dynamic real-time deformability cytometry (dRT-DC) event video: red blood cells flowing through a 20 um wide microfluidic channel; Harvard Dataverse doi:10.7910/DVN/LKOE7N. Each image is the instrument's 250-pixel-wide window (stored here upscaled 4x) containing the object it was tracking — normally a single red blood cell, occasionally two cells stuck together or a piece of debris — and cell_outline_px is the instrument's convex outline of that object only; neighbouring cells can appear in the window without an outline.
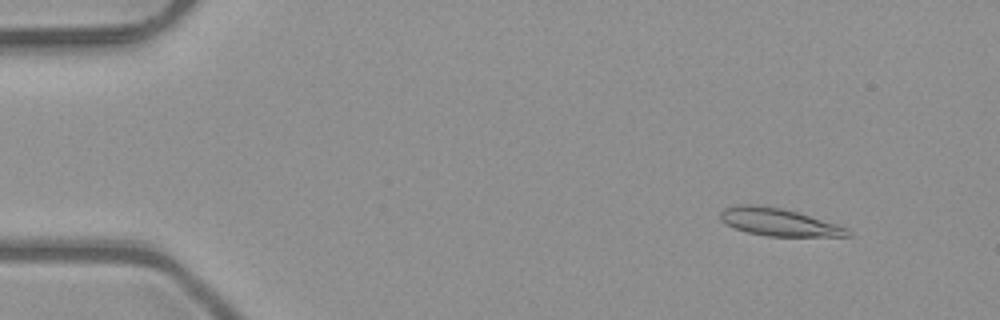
{"species": "common noctule bat (a hibernating species)", "species_latin": "Nyctalus noctula", "temperature_condition": "room temperature", "stored_images_in_passage": 4, "camera_frame_rate_fps": 3000, "um_per_image_px": 0.085, "animal": {"sex": "male", "body_mass_g": 23.1, "forearm_length_mm": 52.7}, "frame": {"image": 1, "passage_image": 2, "time_ms": 0.333, "image_size_px": [1000, 320], "cell_outline_px": [[852, 236], [768, 236], [748, 232], [736, 228], [720, 220], [720, 212], [724, 208], [736, 204], [756, 204], [780, 208], [796, 212], [836, 224], [848, 228], [852, 232]], "centroid_in_image_um": [66.18, 18.87], "position_along_channel_um": 18.8, "area_um2": 20.23}}
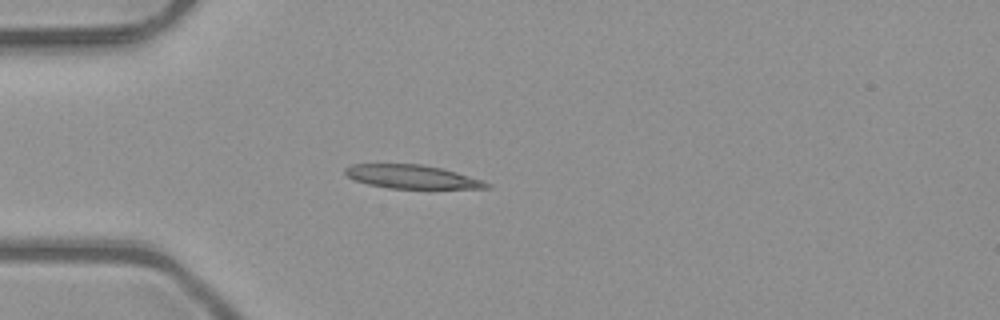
{"frame": {"image": 2, "passage_image": 4, "time_ms": 1.0, "image_size_px": [1000, 320], "cell_outline_px": [[492, 188], [388, 188], [368, 184], [352, 180], [344, 172], [344, 168], [352, 164], [420, 164], [440, 168], [456, 172], [484, 180], [492, 184]], "centroid_in_image_um": [35.01, 15.02], "position_along_channel_um": 50.0, "area_um2": 19.42}}